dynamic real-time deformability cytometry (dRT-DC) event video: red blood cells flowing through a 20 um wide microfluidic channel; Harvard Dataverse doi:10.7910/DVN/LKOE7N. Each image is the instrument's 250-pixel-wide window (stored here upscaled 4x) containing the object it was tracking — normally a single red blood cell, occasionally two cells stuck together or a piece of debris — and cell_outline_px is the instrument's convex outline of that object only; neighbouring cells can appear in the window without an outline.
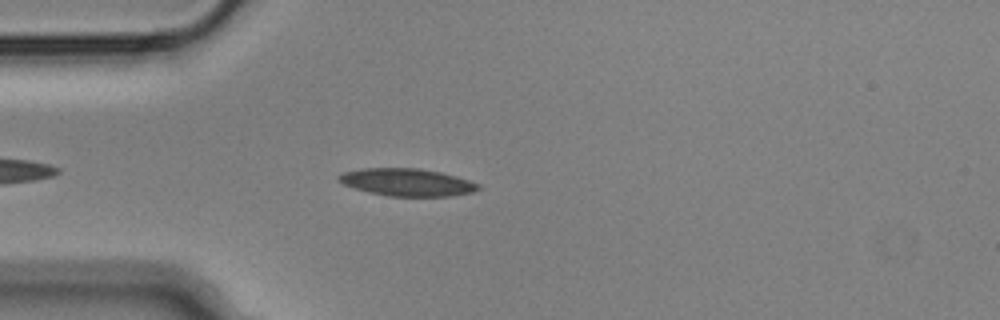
{"species": "Egyptian fruit bat (a non-hibernating species)", "species_latin": "Rousettus aegyptiacus", "temperature_condition": "cold", "stored_images_in_passage": 31, "camera_frame_rate_fps": 3000, "um_per_image_px": 0.085, "animal": {"sex": "male"}, "frame": {"image": 1, "passage_image": 6, "time_ms": 1.667, "image_size_px": [1000, 320], "cell_outline_px": [[480, 188], [472, 192], [448, 196], [388, 196], [368, 192], [344, 184], [336, 180], [336, 176], [340, 172], [360, 168], [420, 168], [440, 172], [456, 176], [480, 184]], "centroid_in_image_um": [34.54, 15.48], "position_along_channel_um": 50.5, "area_um2": 22.43}}
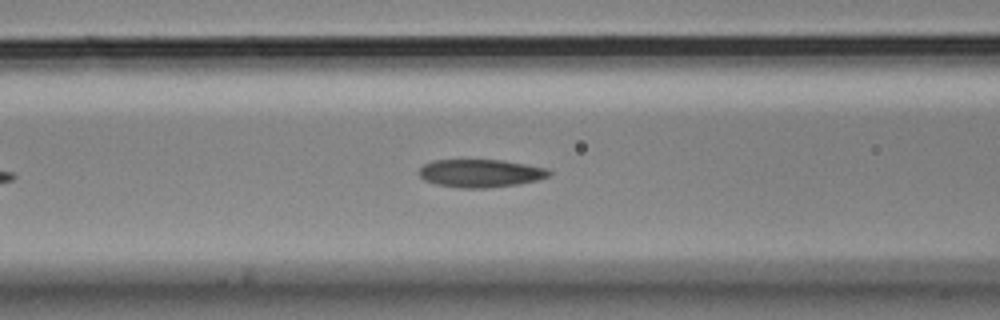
{"frame": {"image": 2, "passage_image": 13, "time_ms": 4.0, "image_size_px": [1000, 320], "cell_outline_px": [[552, 176], [540, 180], [516, 184], [488, 188], [460, 188], [436, 184], [424, 180], [420, 176], [420, 168], [424, 164], [432, 160], [504, 160], [548, 168], [552, 172]], "centroid_in_image_um": [40.9, 14.72], "position_along_channel_um": 125.7, "area_um2": 21.39}}
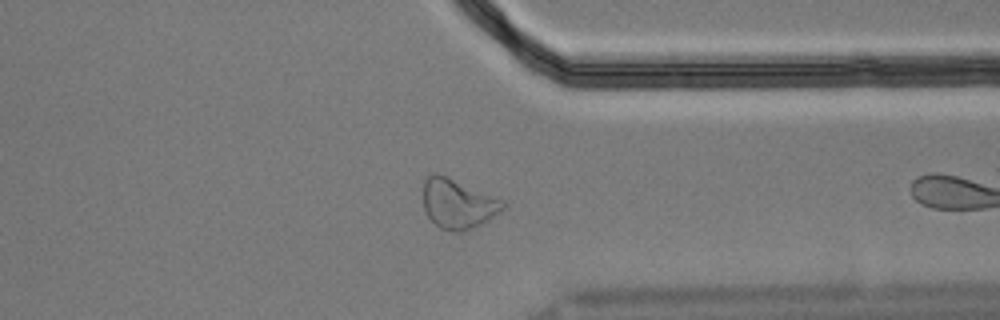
{"frame": {"image": 3, "passage_image": 30, "time_ms": 9.667, "image_size_px": [1000, 320], "cell_outline_px": [[508, 204], [500, 212], [480, 224], [464, 232], [448, 232], [440, 228], [428, 216], [424, 208], [424, 180], [428, 176], [436, 172], [504, 200]], "centroid_in_image_um": [38.93, 17.33], "position_along_channel_um": 372.5, "area_um2": 22.95}}